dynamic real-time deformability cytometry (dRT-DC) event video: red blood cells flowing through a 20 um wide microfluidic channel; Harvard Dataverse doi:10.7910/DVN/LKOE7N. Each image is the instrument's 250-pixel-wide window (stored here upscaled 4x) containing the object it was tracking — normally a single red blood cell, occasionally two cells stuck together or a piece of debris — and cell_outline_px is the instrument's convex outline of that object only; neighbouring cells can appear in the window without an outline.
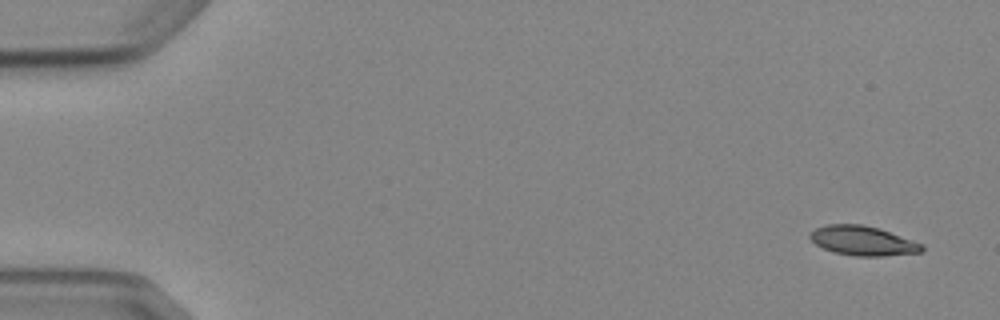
{"species": "Egyptian fruit bat (a non-hibernating species)", "species_latin": "Rousettus aegyptiacus", "temperature_condition": "cold", "stored_images_in_passage": 8, "camera_frame_rate_fps": 3000, "um_per_image_px": 0.085, "animal": {"sex": "female"}, "frame": {"image": 1, "passage_image": 1, "time_ms": 0.0, "image_size_px": [1000, 320], "cell_outline_px": [[924, 248], [920, 252], [884, 256], [856, 256], [836, 252], [824, 248], [816, 244], [808, 236], [816, 228], [824, 224], [860, 224], [880, 228], [924, 244]], "centroid_in_image_um": [73.36, 20.45], "position_along_channel_um": 11.6, "area_um2": 19.13}}
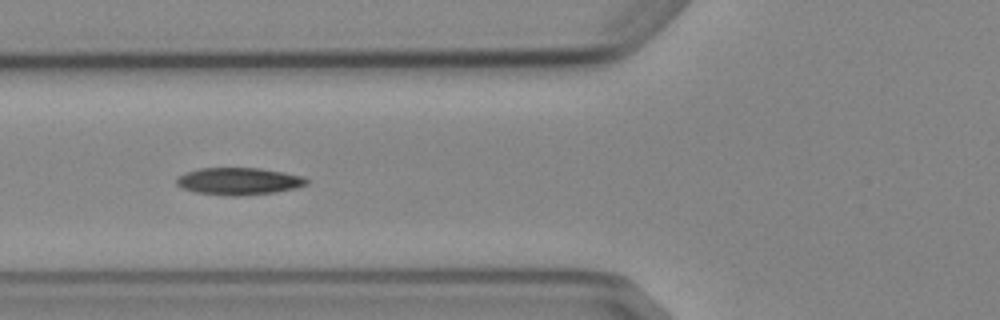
{"frame": {"image": 2, "passage_image": 6, "time_ms": 6.0, "image_size_px": [1000, 320], "cell_outline_px": [[308, 184], [276, 192], [236, 196], [228, 196], [196, 192], [184, 188], [176, 184], [176, 176], [184, 172], [200, 168], [260, 168], [284, 172], [304, 176], [308, 180]], "centroid_in_image_um": [20.27, 15.39], "position_along_channel_um": 105.5, "area_um2": 20.63}}